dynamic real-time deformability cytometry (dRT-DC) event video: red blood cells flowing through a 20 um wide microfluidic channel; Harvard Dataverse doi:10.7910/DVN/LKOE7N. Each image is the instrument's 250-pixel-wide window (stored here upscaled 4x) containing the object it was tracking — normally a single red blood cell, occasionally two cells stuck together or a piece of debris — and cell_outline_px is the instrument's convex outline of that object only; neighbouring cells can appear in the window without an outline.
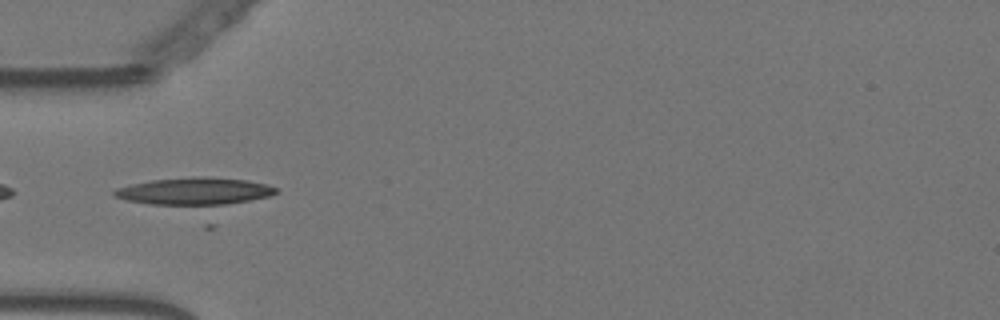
{"species": "Egyptian fruit bat (a non-hibernating species)", "species_latin": "Rousettus aegyptiacus", "temperature_condition": "warm", "stored_images_in_passage": 16, "camera_frame_rate_fps": 3000, "um_per_image_px": 0.085, "animal": {"sex": "female"}, "frame": {"image": 1, "passage_image": 1, "time_ms": 0.0, "image_size_px": [1000, 320], "cell_outline_px": [[280, 188], [276, 192], [268, 196], [212, 208], [204, 208], [148, 204], [128, 200], [116, 196], [112, 192], [116, 188], [132, 184], [152, 180], [192, 176], [196, 176], [244, 180], [268, 184]], "centroid_in_image_um": [16.56, 16.3], "position_along_channel_um": 68.4, "area_um2": 26.53}}
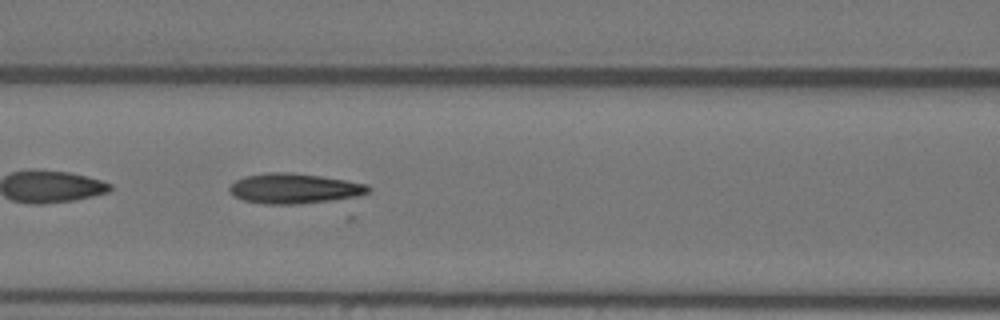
{"frame": {"image": 2, "passage_image": 7, "time_ms": 2.0, "image_size_px": [1000, 320], "cell_outline_px": [[372, 188], [368, 192], [352, 200], [300, 204], [264, 204], [244, 200], [236, 196], [228, 188], [236, 180], [244, 176], [268, 172], [292, 172], [320, 176], [368, 184]], "centroid_in_image_um": [25.13, 16.04], "position_along_channel_um": 141.5, "area_um2": 24.91}}